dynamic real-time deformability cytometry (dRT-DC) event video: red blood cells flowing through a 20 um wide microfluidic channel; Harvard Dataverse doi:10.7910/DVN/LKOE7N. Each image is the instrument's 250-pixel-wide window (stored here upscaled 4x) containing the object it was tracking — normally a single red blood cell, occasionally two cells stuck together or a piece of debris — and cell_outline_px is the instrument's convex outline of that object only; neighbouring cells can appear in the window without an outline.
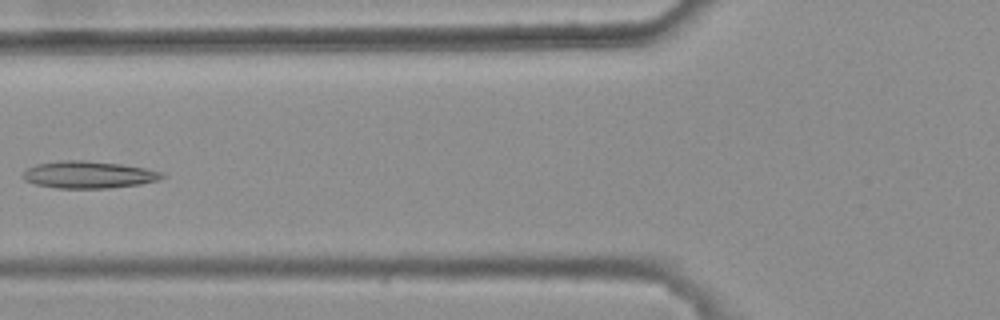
{"species": "common noctule bat (a hibernating species)", "species_latin": "Nyctalus noctula", "temperature_condition": "warm", "stored_images_in_passage": 4, "camera_frame_rate_fps": 3000, "um_per_image_px": 0.085, "animal": {"sex": "female", "body_mass_g": 25.1}, "frame": {"image": 1, "passage_image": 3, "time_ms": 0.667, "image_size_px": [1000, 320], "cell_outline_px": [[164, 176], [156, 180], [140, 184], [108, 188], [56, 188], [36, 184], [24, 180], [20, 176], [28, 168], [36, 164], [64, 160], [84, 160], [120, 164], [144, 168], [160, 172]], "centroid_in_image_um": [7.46, 14.85], "position_along_channel_um": 118.3, "area_um2": 21.73}}
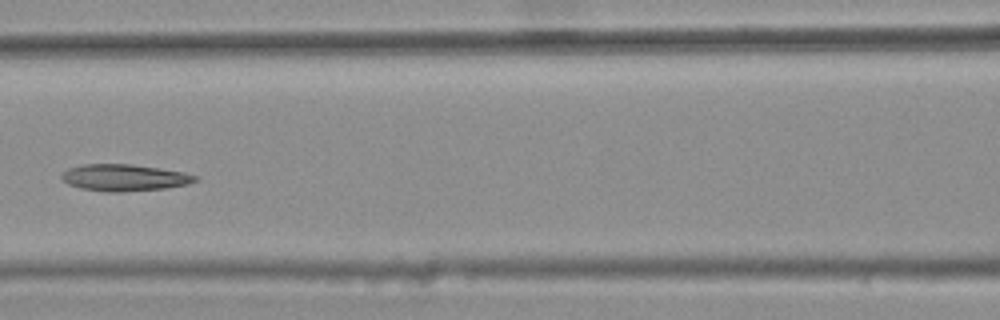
{"frame": {"image": 2, "passage_image": 4, "time_ms": 1.0, "image_size_px": [1000, 320], "cell_outline_px": [[200, 176], [196, 180], [188, 184], [164, 188], [120, 192], [104, 192], [80, 188], [68, 184], [60, 180], [60, 176], [68, 168], [80, 164], [132, 164], [160, 168], [184, 172]], "centroid_in_image_um": [10.53, 15.09], "position_along_channel_um": 156.1, "area_um2": 20.98}}